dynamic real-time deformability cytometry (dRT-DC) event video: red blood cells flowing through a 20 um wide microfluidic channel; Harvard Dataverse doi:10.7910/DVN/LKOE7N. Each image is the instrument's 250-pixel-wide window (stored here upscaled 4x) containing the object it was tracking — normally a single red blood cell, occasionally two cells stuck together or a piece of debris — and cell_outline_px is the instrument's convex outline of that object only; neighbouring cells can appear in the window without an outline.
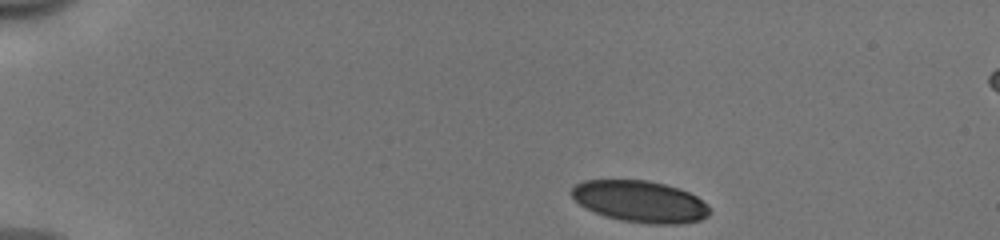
{"species": "human", "species_latin": "Homo sapiens", "temperature_condition": "cold", "stored_images_in_passage": 44, "camera_frame_rate_fps": 3000, "um_per_image_px": 0.085, "donor": {"sex": "male"}, "frame": {"image": 1, "passage_image": 1, "time_ms": 0.0, "image_size_px": [1000, 240], "cell_outline_px": [[712, 212], [708, 216], [700, 220], [680, 224], [652, 224], [620, 220], [596, 212], [580, 204], [572, 196], [572, 188], [576, 184], [584, 180], [648, 180], [680, 188], [696, 196], [708, 204]], "centroid_in_image_um": [54.47, 17.12], "position_along_channel_um": 30.5, "area_um2": 33.35}}
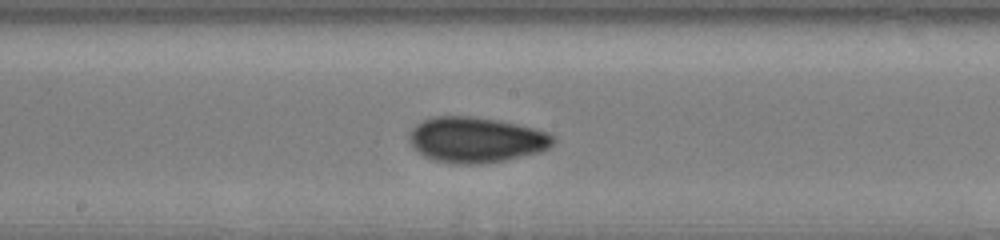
{"frame": {"image": 2, "passage_image": 21, "time_ms": 6.667, "image_size_px": [1000, 240], "cell_outline_px": [[556, 140], [548, 148], [540, 152], [504, 160], [480, 164], [452, 164], [436, 160], [424, 156], [412, 144], [408, 136], [412, 128], [416, 124], [432, 116], [472, 116], [500, 120], [548, 132], [556, 136]], "centroid_in_image_um": [40.48, 11.87], "position_along_channel_um": 207.7, "area_um2": 38.15}}
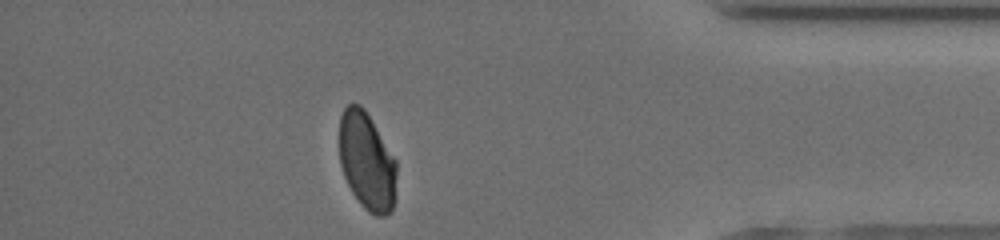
{"frame": {"image": 3, "passage_image": 38, "time_ms": 12.333, "image_size_px": [1000, 240], "cell_outline_px": [[396, 176], [392, 208], [384, 216], [376, 216], [368, 212], [360, 204], [352, 192], [344, 176], [340, 164], [340, 116], [344, 108], [348, 104], [360, 104], [364, 108], [396, 160]], "centroid_in_image_um": [31.16, 13.7], "position_along_channel_um": 404.0, "area_um2": 32.31}, "authors_computed_cell_mechanics": {"area_um2": 35.2869, "velocity_mm_per_s": 3.9617, "shape_relaxation_time_tau1_ms": 4.8408, "shape_relaxation_time_tau2_ms": 1.2607, "deformation_change_tau1": 0.117, "deformation_change_tau2": 0.0463}}